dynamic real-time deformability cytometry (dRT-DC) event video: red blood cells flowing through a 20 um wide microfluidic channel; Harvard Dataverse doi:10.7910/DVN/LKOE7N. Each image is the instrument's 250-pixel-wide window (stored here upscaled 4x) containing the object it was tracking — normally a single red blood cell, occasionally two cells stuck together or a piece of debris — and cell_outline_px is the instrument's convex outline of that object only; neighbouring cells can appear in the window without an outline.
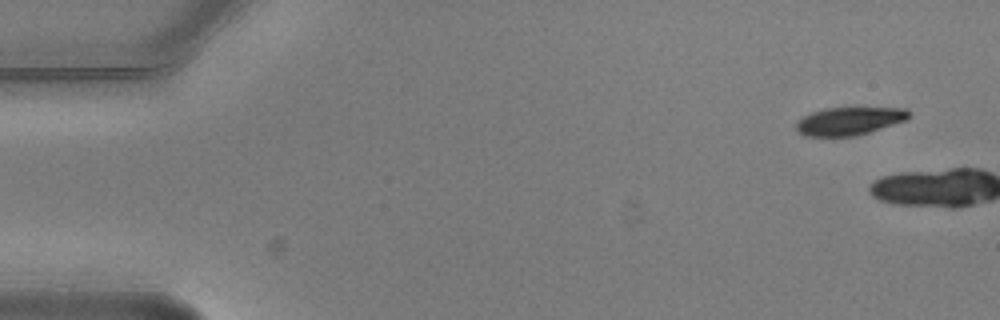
{"species": "common noctule bat (a hibernating species)", "species_latin": "Nyctalus noctula", "temperature_condition": "warm", "stored_images_in_passage": 2, "camera_frame_rate_fps": 3000, "um_per_image_px": 0.085, "animal": {"sex": "male", "body_mass_g": 20.5, "forearm_length_mm": 52.5}, "frame": {"image": 1, "passage_image": 1, "time_ms": 0.0, "image_size_px": [1000, 320], "cell_outline_px": [[912, 116], [908, 120], [856, 136], [804, 136], [796, 128], [796, 120], [812, 112], [824, 108], [908, 108], [912, 112]], "centroid_in_image_um": [72.24, 10.28], "position_along_channel_um": 12.8, "area_um2": 18.55}}